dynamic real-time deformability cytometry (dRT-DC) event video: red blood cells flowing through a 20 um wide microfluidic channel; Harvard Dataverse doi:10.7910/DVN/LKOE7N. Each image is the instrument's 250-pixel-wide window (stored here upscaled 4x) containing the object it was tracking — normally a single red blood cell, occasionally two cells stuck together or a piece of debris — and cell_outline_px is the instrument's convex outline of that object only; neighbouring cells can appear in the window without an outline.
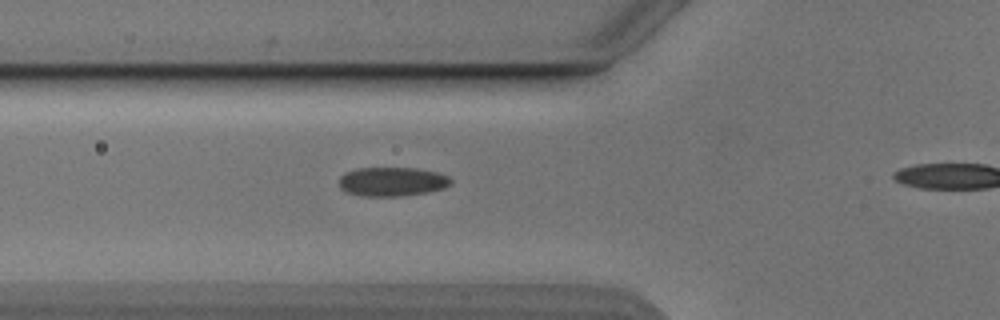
{"species": "Egyptian fruit bat (a non-hibernating species)", "species_latin": "Rousettus aegyptiacus", "temperature_condition": "cold", "stored_images_in_passage": 40, "camera_frame_rate_fps": 3000, "um_per_image_px": 0.085, "animal": {"sex": "male"}, "frame": {"image": 1, "passage_image": 13, "time_ms": 4.0, "image_size_px": [1000, 320], "cell_outline_px": [[452, 184], [444, 188], [428, 192], [400, 196], [360, 196], [348, 192], [340, 188], [340, 176], [344, 172], [356, 168], [416, 168], [436, 172], [448, 176], [452, 180]], "centroid_in_image_um": [33.33, 15.44], "position_along_channel_um": 92.5, "area_um2": 19.02}}
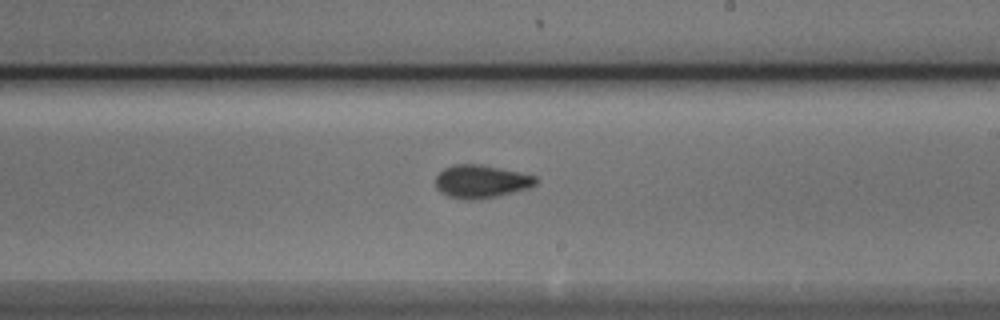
{"frame": {"image": 2, "passage_image": 25, "time_ms": 8.0, "image_size_px": [1000, 320], "cell_outline_px": [[536, 184], [528, 188], [496, 196], [476, 200], [460, 200], [448, 196], [440, 192], [436, 188], [436, 176], [444, 168], [452, 164], [476, 164], [520, 172], [536, 176]], "centroid_in_image_um": [40.85, 15.43], "position_along_channel_um": 248.2, "area_um2": 19.25}}
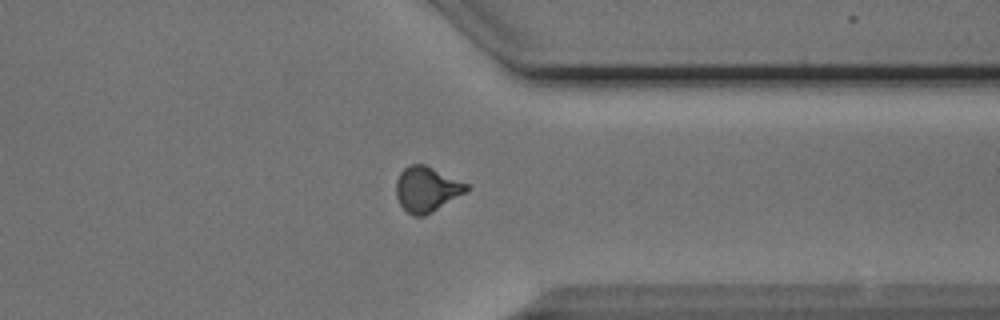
{"frame": {"image": 3, "passage_image": 35, "time_ms": 11.333, "image_size_px": [1000, 320], "cell_outline_px": [[468, 192], [432, 212], [424, 216], [412, 216], [400, 204], [396, 196], [396, 180], [400, 172], [404, 168], [412, 164], [424, 164], [468, 184]], "centroid_in_image_um": [36.27, 16.09], "position_along_channel_um": 375.1, "area_um2": 18.5}, "authors_computed_cell_mechanics": {"area_um2": 19.0162, "velocity_mm_per_s": 3.883, "shape_relaxation_time_tau1_ms": 4.7148, "shape_relaxation_time_tau2_ms": 2.608, "deformation_change_tau1": 0.1079, "deformation_change_tau2": 0.0682}}